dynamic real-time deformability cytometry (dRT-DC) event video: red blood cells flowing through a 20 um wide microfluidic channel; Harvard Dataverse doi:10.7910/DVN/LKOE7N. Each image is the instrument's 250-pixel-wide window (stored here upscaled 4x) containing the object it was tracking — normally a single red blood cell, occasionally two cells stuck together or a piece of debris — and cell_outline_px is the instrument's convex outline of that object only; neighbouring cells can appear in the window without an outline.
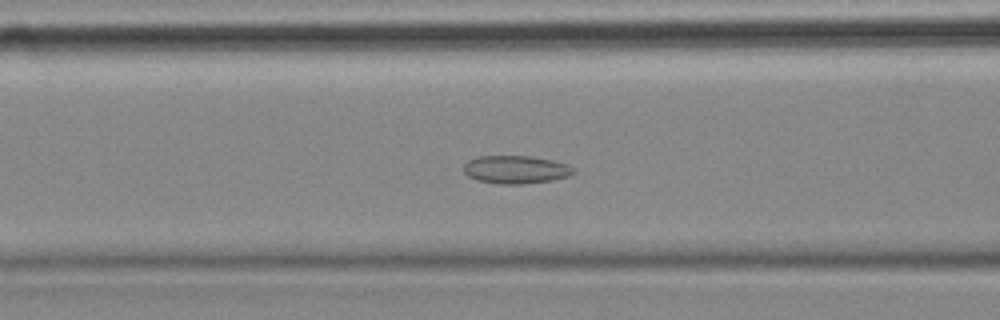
{"species": "common noctule bat (a hibernating species)", "species_latin": "Nyctalus noctula", "temperature_condition": "cold", "stored_images_in_passage": 57, "camera_frame_rate_fps": 3000, "um_per_image_px": 0.085, "animal": {"sex": "female", "body_mass_g": 18.4}, "frame": {"image": 1, "passage_image": 23, "time_ms": 7.333, "image_size_px": [1000, 320], "cell_outline_px": [[576, 172], [568, 176], [552, 180], [524, 184], [500, 184], [476, 180], [468, 176], [464, 172], [464, 164], [468, 160], [476, 156], [532, 156], [552, 160], [568, 164], [576, 168]], "centroid_in_image_um": [43.86, 14.41], "position_along_channel_um": 122.7, "area_um2": 18.15}}
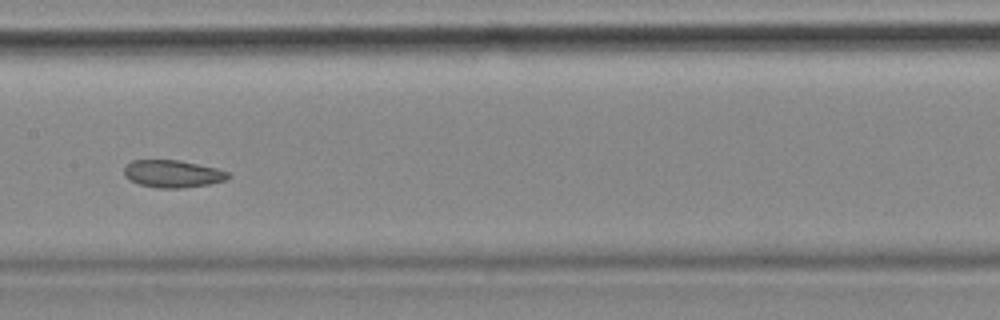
{"frame": {"image": 2, "passage_image": 29, "time_ms": 9.333, "image_size_px": [1000, 320], "cell_outline_px": [[232, 176], [224, 180], [208, 184], [184, 188], [156, 188], [140, 184], [124, 176], [124, 168], [132, 160], [180, 160], [216, 168], [228, 172]], "centroid_in_image_um": [14.68, 14.77], "position_along_channel_um": 192.7, "area_um2": 16.53}}
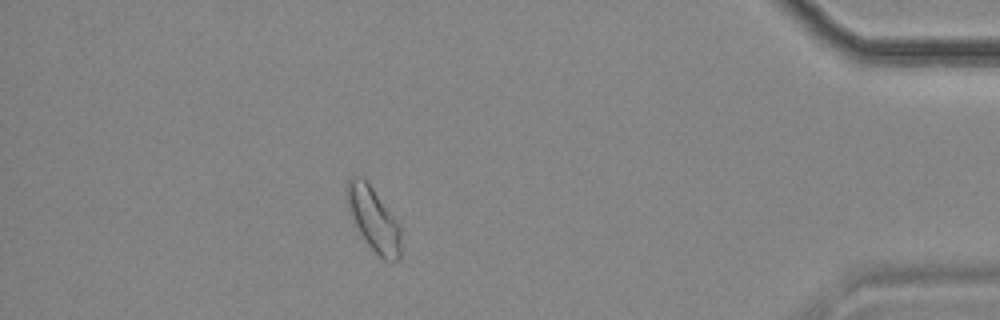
{"frame": {"image": 3, "passage_image": 51, "time_ms": 16.667, "image_size_px": [1000, 320], "cell_outline_px": [[400, 260], [384, 260], [368, 244], [360, 232], [348, 212], [344, 196], [344, 192], [348, 180], [352, 176], [364, 176], [400, 224]], "centroid_in_image_um": [31.71, 18.55], "position_along_channel_um": 403.5, "area_um2": 20.29}, "authors_computed_cell_mechanics": {"area_um2": 19.2474, "velocity_mm_per_s": 3.5124, "shape_relaxation_time_tau1_ms": null, "shape_relaxation_time_tau2_ms": 3.8382, "deformation_change_tau1": null, "deformation_change_tau2": 0.1031}}